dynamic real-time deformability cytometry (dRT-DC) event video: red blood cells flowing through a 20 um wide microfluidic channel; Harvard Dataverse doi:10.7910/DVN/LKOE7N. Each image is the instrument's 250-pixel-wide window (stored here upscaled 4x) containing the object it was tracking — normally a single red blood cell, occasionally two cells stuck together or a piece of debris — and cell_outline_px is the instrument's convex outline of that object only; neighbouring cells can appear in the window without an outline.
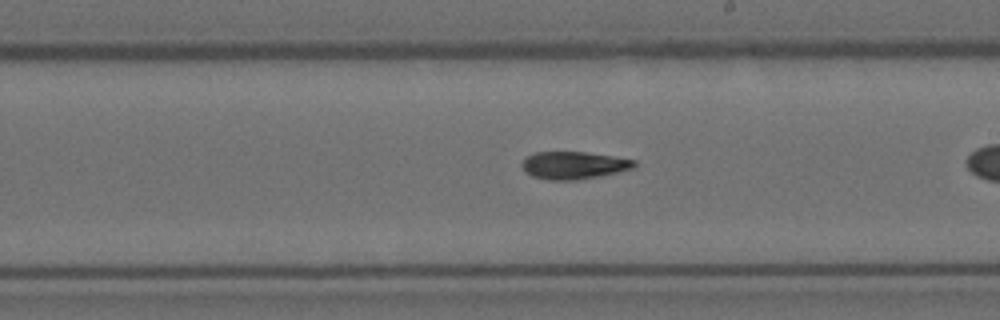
{"species": "Egyptian fruit bat (a non-hibernating species)", "species_latin": "Rousettus aegyptiacus", "temperature_condition": "room temperature", "stored_images_in_passage": 27, "camera_frame_rate_fps": 3000, "um_per_image_px": 0.085, "animal": {"sex": "female"}, "frame": {"image": 1, "passage_image": 16, "time_ms": 5.0, "image_size_px": [1000, 320], "cell_outline_px": [[636, 168], [600, 176], [576, 180], [548, 180], [532, 176], [524, 172], [520, 164], [528, 156], [536, 152], [584, 152], [612, 156], [636, 160]], "centroid_in_image_um": [48.77, 14.06], "position_along_channel_um": 240.2, "area_um2": 18.09}}
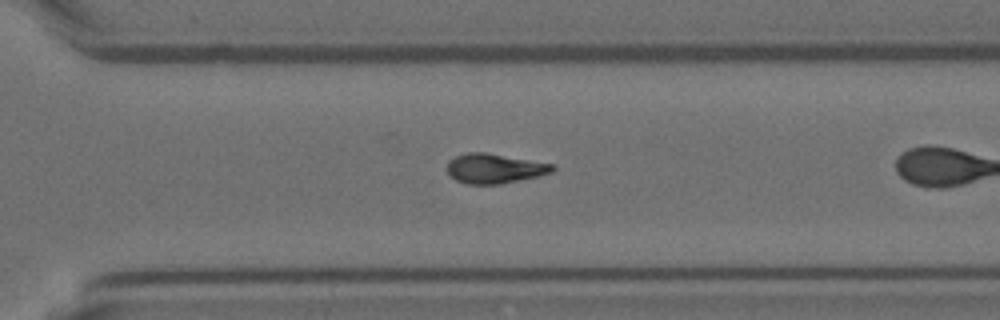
{"frame": {"image": 2, "passage_image": 23, "time_ms": 7.333, "image_size_px": [1000, 320], "cell_outline_px": [[556, 168], [552, 172], [540, 176], [500, 184], [468, 184], [456, 180], [448, 172], [448, 160], [456, 156], [468, 152], [484, 152], [556, 164]], "centroid_in_image_um": [42.08, 14.32], "position_along_channel_um": 328.5, "area_um2": 18.26}}